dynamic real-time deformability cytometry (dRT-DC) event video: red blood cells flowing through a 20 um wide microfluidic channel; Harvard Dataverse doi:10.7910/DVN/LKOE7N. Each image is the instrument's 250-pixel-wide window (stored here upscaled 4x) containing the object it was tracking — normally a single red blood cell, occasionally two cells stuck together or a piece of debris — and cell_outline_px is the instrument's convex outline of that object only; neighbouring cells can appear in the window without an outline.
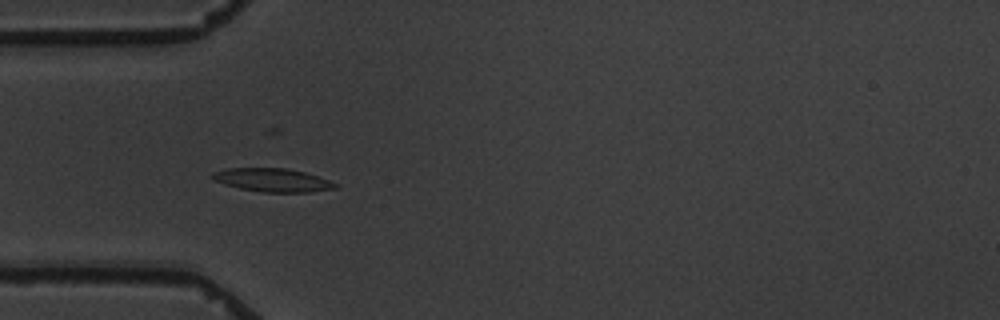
{"species": "common noctule bat (a hibernating species)", "species_latin": "Nyctalus noctula", "temperature_condition": "warm", "stored_images_in_passage": 4, "camera_frame_rate_fps": 3000, "um_per_image_px": 0.085, "animal": {"sex": "male", "body_mass_g": 19.5, "forearm_length_mm": 54.6}, "frame": {"image": 1, "passage_image": 3, "time_ms": 2.333, "image_size_px": [1000, 320], "cell_outline_px": [[340, 184], [336, 188], [308, 192], [264, 192], [240, 188], [224, 184], [216, 180], [212, 176], [212, 172], [228, 168], [288, 168], [304, 172]], "centroid_in_image_um": [23.18, 15.3], "position_along_channel_um": 61.8, "area_um2": 16.53}}
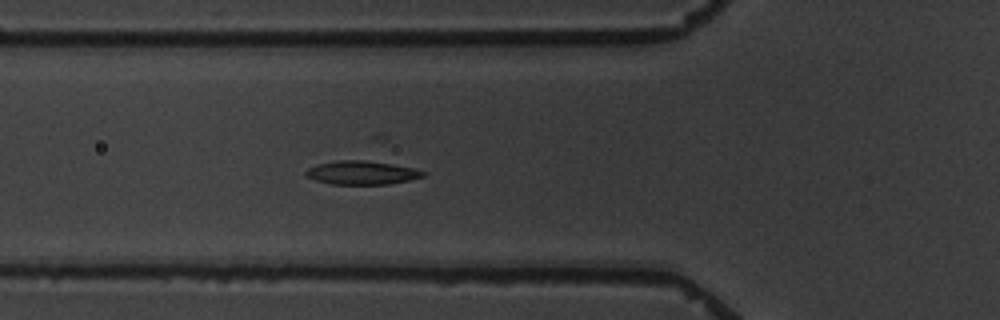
{"frame": {"image": 2, "passage_image": 4, "time_ms": 3.333, "image_size_px": [1000, 320], "cell_outline_px": [[428, 172], [424, 176], [408, 180], [388, 184], [332, 184], [316, 180], [308, 176], [304, 172], [308, 168], [316, 164], [340, 160], [364, 160], [392, 164], [412, 168]], "centroid_in_image_um": [30.75, 14.67], "position_along_channel_um": 95.0, "area_um2": 15.95}}